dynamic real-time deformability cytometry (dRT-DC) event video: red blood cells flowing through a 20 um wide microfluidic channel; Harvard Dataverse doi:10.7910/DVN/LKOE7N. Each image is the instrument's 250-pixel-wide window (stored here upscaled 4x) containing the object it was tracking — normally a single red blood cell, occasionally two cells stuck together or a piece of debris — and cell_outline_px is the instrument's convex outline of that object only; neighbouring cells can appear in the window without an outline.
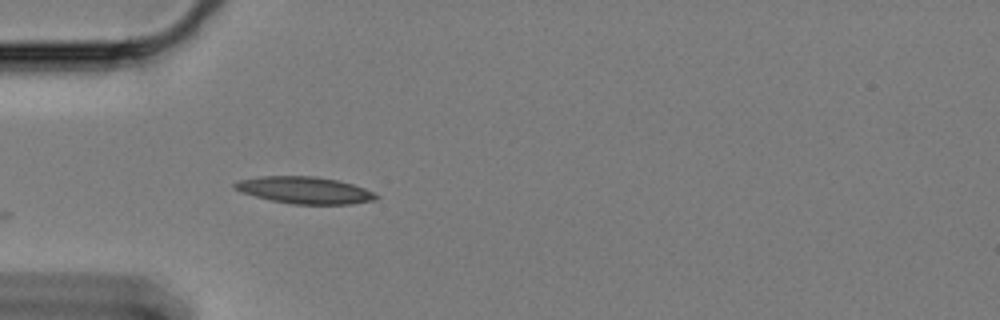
{"species": "Egyptian fruit bat (a non-hibernating species)", "species_latin": "Rousettus aegyptiacus", "temperature_condition": "cold", "stored_images_in_passage": 9, "camera_frame_rate_fps": 3000, "um_per_image_px": 0.085, "animal": {"sex": "female"}, "frame": {"image": 1, "passage_image": 1, "time_ms": 0.0, "image_size_px": [1000, 320], "cell_outline_px": [[380, 196], [376, 200], [352, 204], [292, 204], [272, 200], [240, 192], [232, 188], [232, 184], [240, 180], [260, 176], [312, 176], [336, 180], [352, 184], [364, 188]], "centroid_in_image_um": [25.88, 16.17], "position_along_channel_um": 59.1, "area_um2": 22.08}}
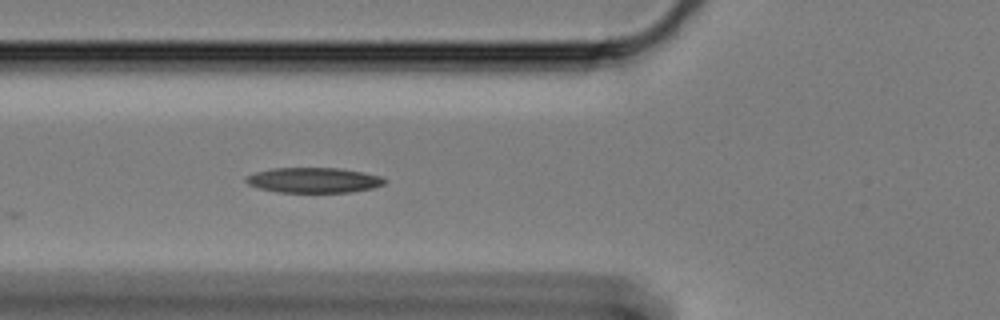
{"frame": {"image": 2, "passage_image": 5, "time_ms": 1.333, "image_size_px": [1000, 320], "cell_outline_px": [[388, 180], [384, 184], [372, 188], [352, 192], [276, 192], [260, 188], [248, 184], [244, 180], [244, 176], [256, 172], [272, 168], [340, 168], [364, 172], [380, 176]], "centroid_in_image_um": [26.66, 15.31], "position_along_channel_um": 99.1, "area_um2": 20.46}}